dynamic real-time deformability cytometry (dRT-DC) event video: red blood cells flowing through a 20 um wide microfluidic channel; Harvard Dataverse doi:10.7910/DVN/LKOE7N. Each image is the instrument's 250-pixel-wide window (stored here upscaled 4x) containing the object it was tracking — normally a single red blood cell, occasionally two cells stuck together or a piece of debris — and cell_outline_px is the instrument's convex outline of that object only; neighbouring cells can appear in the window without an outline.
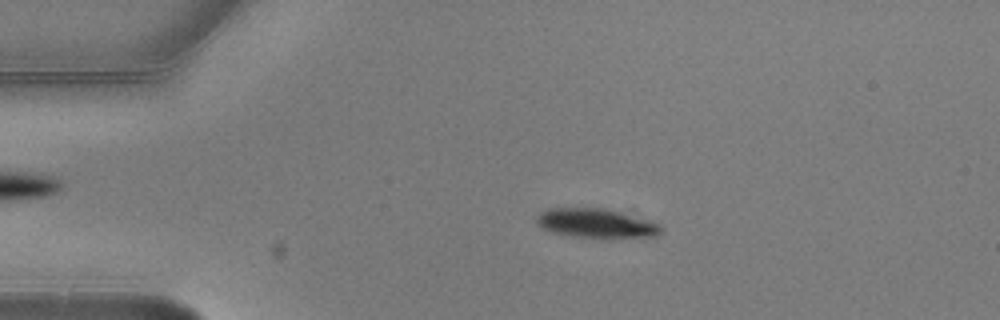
{"species": "common noctule bat (a hibernating species)", "species_latin": "Nyctalus noctula", "temperature_condition": "warm", "stored_images_in_passage": 6, "camera_frame_rate_fps": 3000, "um_per_image_px": 0.085, "animal": {"sex": "male", "body_mass_g": 20.5, "forearm_length_mm": 52.5}, "frame": {"image": 1, "passage_image": 3, "time_ms": 0.667, "image_size_px": [1000, 320], "cell_outline_px": [[664, 228], [656, 236], [616, 240], [612, 240], [572, 236], [552, 232], [536, 224], [536, 216], [540, 212], [548, 208], [604, 208], [660, 224]], "centroid_in_image_um": [50.69, 19.02], "position_along_channel_um": 34.3, "area_um2": 21.68}}
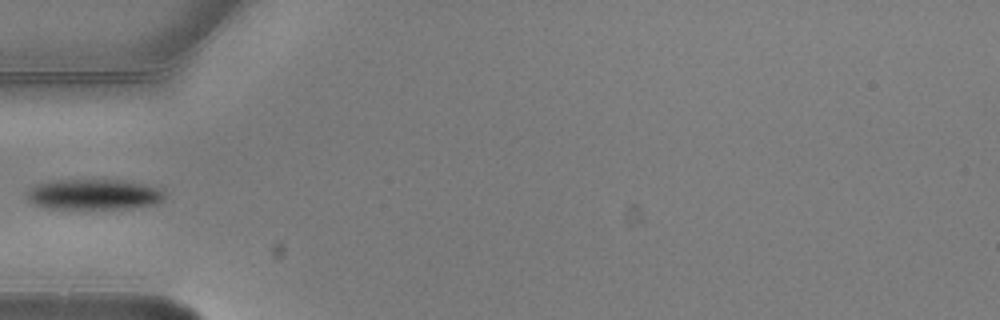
{"frame": {"image": 2, "passage_image": 5, "time_ms": 1.333, "image_size_px": [1000, 320], "cell_outline_px": [[164, 196], [156, 204], [132, 208], [52, 208], [32, 204], [24, 196], [36, 184], [52, 180], [116, 180], [140, 184], [156, 188], [164, 192]], "centroid_in_image_um": [7.91, 16.53], "position_along_channel_um": 77.1, "area_um2": 24.04}}
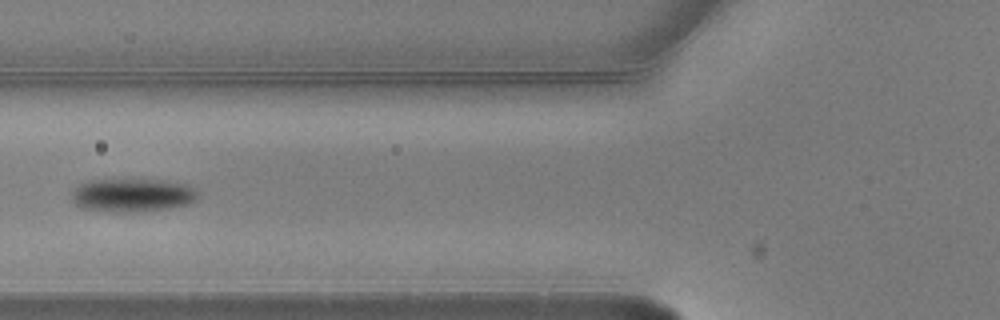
{"frame": {"image": 3, "passage_image": 6, "time_ms": 1.667, "image_size_px": [1000, 320], "cell_outline_px": [[200, 196], [196, 200], [188, 204], [168, 208], [136, 212], [108, 212], [84, 208], [76, 204], [72, 200], [72, 192], [80, 184], [88, 180], [136, 176], [164, 180], [188, 184], [200, 192]], "centroid_in_image_um": [11.29, 16.53], "position_along_channel_um": 114.5, "area_um2": 25.78}}